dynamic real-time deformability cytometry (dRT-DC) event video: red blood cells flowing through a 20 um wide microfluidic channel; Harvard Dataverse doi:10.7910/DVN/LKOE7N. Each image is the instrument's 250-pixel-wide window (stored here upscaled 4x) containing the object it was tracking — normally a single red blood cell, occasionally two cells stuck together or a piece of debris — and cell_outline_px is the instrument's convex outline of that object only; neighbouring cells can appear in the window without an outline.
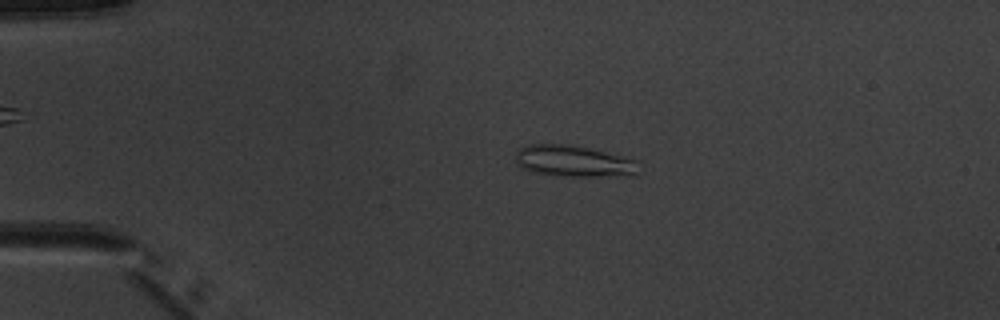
{"species": "common noctule bat (a hibernating species)", "species_latin": "Nyctalus noctula", "temperature_condition": "warm", "stored_images_in_passage": 5, "camera_frame_rate_fps": 3000, "um_per_image_px": 0.085, "animal": {"sex": "male", "body_mass_g": 20.1, "forearm_length_mm": 53.5}, "frame": {"image": 1, "passage_image": 4, "time_ms": 3.333, "image_size_px": [1000, 320], "cell_outline_px": [[640, 160], [636, 172], [632, 176], [552, 176], [532, 172], [516, 164], [516, 152], [520, 148], [532, 144], [568, 144], [588, 148], [624, 156]], "centroid_in_image_um": [48.79, 13.71], "position_along_channel_um": 36.2, "area_um2": 22.77}}